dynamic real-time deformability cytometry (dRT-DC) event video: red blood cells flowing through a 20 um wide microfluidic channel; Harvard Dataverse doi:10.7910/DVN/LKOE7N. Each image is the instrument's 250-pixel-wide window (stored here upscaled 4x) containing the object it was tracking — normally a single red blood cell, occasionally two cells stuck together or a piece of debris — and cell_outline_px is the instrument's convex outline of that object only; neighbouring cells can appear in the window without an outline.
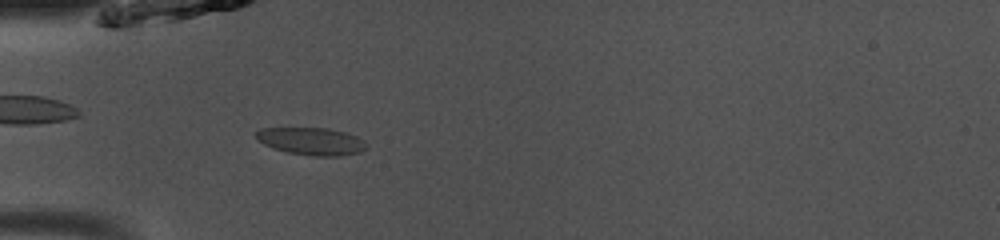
{"species": "common noctule bat (a hibernating species)", "species_latin": "Nyctalus noctula", "temperature_condition": "room temperature", "stored_images_in_passage": 37, "camera_frame_rate_fps": 3000, "um_per_image_px": 0.085, "animal": {"sex": "male", "body_mass_g": 13.0, "forearm_length_mm": 53.1}, "frame": {"image": 1, "passage_image": 3, "time_ms": 0.667, "image_size_px": [1000, 240], "cell_outline_px": [[368, 148], [360, 152], [340, 156], [316, 156], [288, 152], [272, 148], [256, 140], [256, 132], [260, 128], [328, 128], [344, 132], [356, 136], [364, 140], [368, 144]], "centroid_in_image_um": [26.49, 12.0], "position_along_channel_um": 58.5, "area_um2": 17.74}}
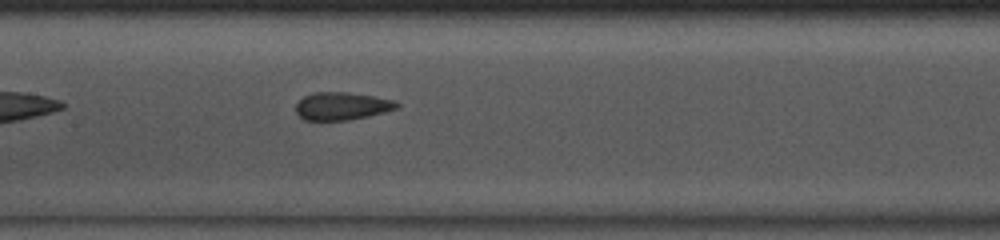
{"frame": {"image": 2, "passage_image": 12, "time_ms": 3.667, "image_size_px": [1000, 240], "cell_outline_px": [[400, 104], [396, 108], [368, 116], [348, 120], [304, 120], [296, 112], [296, 104], [304, 96], [312, 92], [348, 92], [396, 100]], "centroid_in_image_um": [29.04, 9.01], "position_along_channel_um": 178.4, "area_um2": 16.24}}
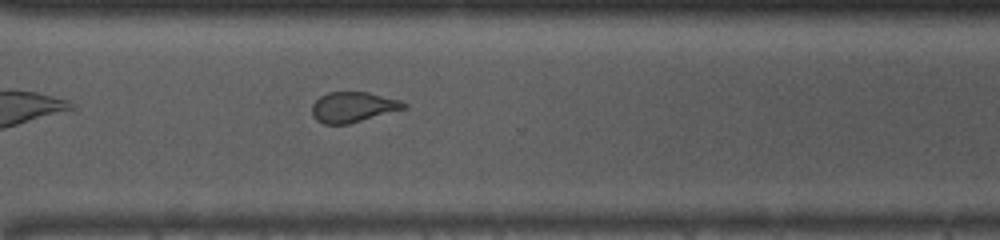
{"frame": {"image": 3, "passage_image": 24, "time_ms": 7.667, "image_size_px": [1000, 240], "cell_outline_px": [[408, 108], [348, 124], [324, 124], [316, 120], [312, 116], [312, 104], [320, 96], [328, 92], [368, 92], [400, 100], [408, 104]], "centroid_in_image_um": [30.02, 9.1], "position_along_channel_um": 340.6, "area_um2": 16.36}, "authors_computed_cell_mechanics": {"area_um2": 17.1666, "velocity_mm_per_s": 4.0763, "shape_relaxation_time_tau1_ms": 9.6247, "shape_relaxation_time_tau2_ms": 1.2395, "deformation_change_tau1": 0.1632, "deformation_change_tau2": 0.079}}